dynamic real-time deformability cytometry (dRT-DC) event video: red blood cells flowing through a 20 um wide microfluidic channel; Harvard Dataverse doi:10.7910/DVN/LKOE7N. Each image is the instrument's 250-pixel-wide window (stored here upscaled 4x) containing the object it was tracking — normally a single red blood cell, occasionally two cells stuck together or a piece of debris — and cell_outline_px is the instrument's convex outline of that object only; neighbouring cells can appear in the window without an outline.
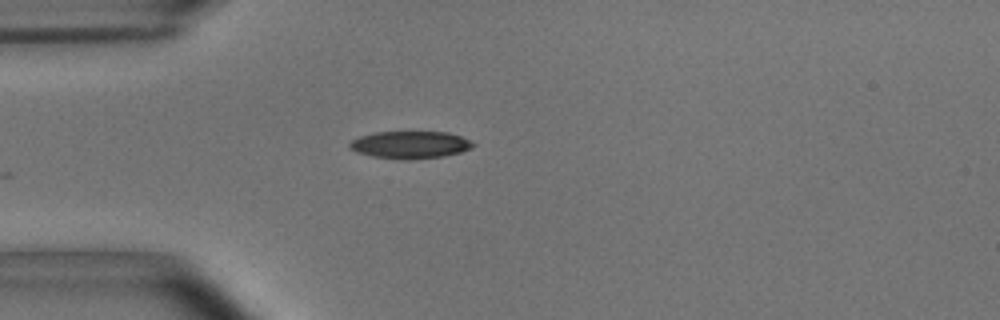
{"species": "common noctule bat (a hibernating species)", "species_latin": "Nyctalus noctula", "temperature_condition": "room temperature", "stored_images_in_passage": 7, "camera_frame_rate_fps": 3000, "um_per_image_px": 0.085, "animal": {"sex": "male", "body_mass_g": 15.6}, "frame": {"image": 1, "passage_image": 1, "time_ms": 0.0, "image_size_px": [1000, 320], "cell_outline_px": [[476, 144], [472, 148], [460, 152], [444, 156], [408, 160], [372, 156], [356, 152], [348, 148], [348, 144], [352, 140], [360, 136], [376, 132], [448, 132], [460, 136]], "centroid_in_image_um": [34.85, 12.31], "position_along_channel_um": 50.2, "area_um2": 19.65}}